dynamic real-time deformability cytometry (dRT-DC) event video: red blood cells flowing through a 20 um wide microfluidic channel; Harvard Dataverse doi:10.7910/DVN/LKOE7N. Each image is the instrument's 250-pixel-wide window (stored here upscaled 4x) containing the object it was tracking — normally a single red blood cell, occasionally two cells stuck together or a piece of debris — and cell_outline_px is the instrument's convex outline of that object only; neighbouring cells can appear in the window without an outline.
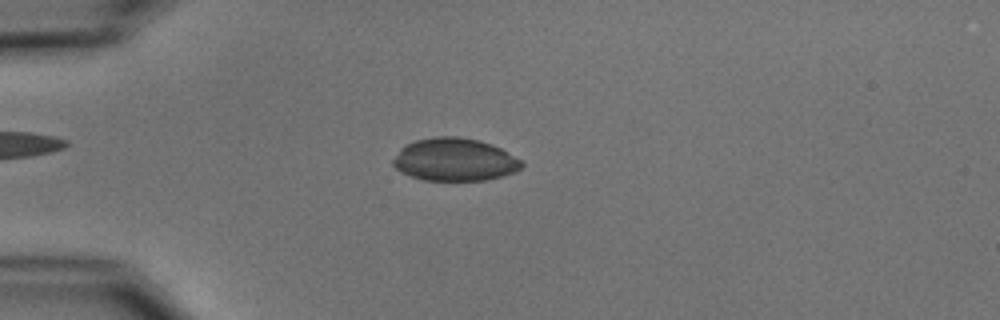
{"species": "common noctule bat (a hibernating species)", "species_latin": "Nyctalus noctula", "temperature_condition": "cold", "stored_images_in_passage": 6, "camera_frame_rate_fps": 3000, "um_per_image_px": 0.085, "animal": {"sex": "male", "body_mass_g": 15.6}, "frame": {"image": 1, "passage_image": 5, "time_ms": 4.667, "image_size_px": [1000, 320], "cell_outline_px": [[524, 164], [516, 172], [488, 180], [424, 180], [400, 172], [392, 164], [392, 160], [400, 148], [404, 144], [416, 140], [436, 136], [456, 136], [480, 140], [492, 144], [500, 148], [520, 160]], "centroid_in_image_um": [38.62, 13.56], "position_along_channel_um": 46.4, "area_um2": 32.14}}